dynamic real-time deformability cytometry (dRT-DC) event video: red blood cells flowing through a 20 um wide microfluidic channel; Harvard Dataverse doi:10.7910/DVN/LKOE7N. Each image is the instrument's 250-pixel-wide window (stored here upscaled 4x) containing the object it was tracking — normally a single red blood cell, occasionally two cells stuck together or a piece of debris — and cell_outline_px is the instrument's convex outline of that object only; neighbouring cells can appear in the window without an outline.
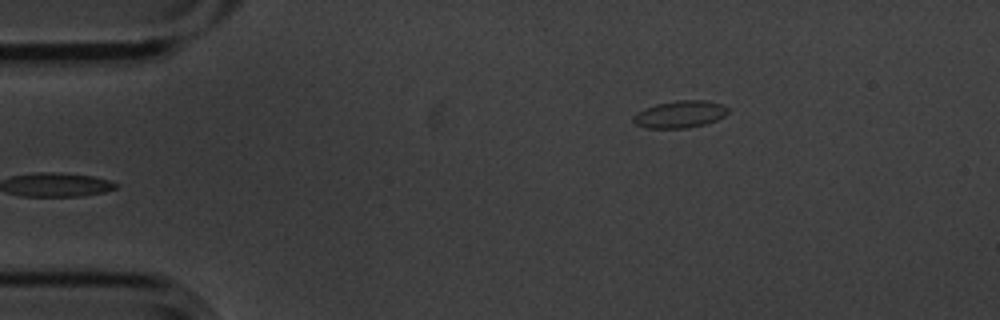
{"species": "common noctule bat (a hibernating species)", "species_latin": "Nyctalus noctula", "temperature_condition": "cold", "stored_images_in_passage": 6, "segment_of_instrument_passage": [2, 2], "camera_frame_rate_fps": 3000, "um_per_image_px": 0.085, "animal": {"sex": "male", "body_mass_g": 20.1, "forearm_length_mm": 53.5}, "frame": {"image": 1, "passage_image": 6, "time_ms": 1.667, "image_size_px": [1000, 320], "cell_outline_px": [[728, 112], [724, 116], [716, 120], [704, 124], [688, 128], [644, 128], [636, 124], [632, 120], [632, 116], [636, 112], [644, 108], [656, 104], [676, 100], [704, 100], [720, 104], [728, 108]], "centroid_in_image_um": [57.74, 9.71], "position_along_channel_um": 27.3, "area_um2": 15.03}}